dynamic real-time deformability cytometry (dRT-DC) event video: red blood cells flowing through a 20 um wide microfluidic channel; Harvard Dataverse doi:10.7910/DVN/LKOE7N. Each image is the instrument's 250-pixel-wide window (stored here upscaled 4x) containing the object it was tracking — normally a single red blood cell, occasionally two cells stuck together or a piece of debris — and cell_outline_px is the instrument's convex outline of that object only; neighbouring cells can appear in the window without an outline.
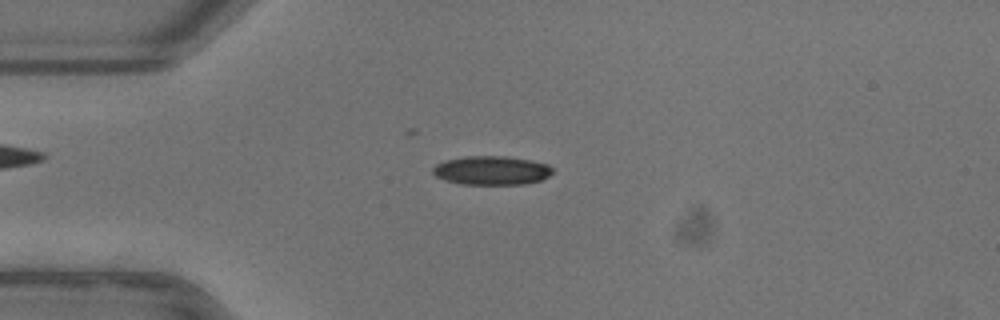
{"species": "common noctule bat (a hibernating species)", "species_latin": "Nyctalus noctula", "temperature_condition": "warm", "stored_images_in_passage": 52, "camera_frame_rate_fps": 3000, "um_per_image_px": 0.085, "animal": {"sex": "female"}, "frame": {"image": 1, "passage_image": 13, "time_ms": 4.0, "image_size_px": [1000, 320], "cell_outline_px": [[552, 172], [548, 176], [540, 180], [524, 184], [460, 184], [444, 180], [436, 176], [432, 172], [432, 168], [436, 164], [444, 160], [464, 156], [504, 156], [528, 160], [548, 164], [552, 168]], "centroid_in_image_um": [41.73, 14.48], "position_along_channel_um": 43.3, "area_um2": 20.11}}
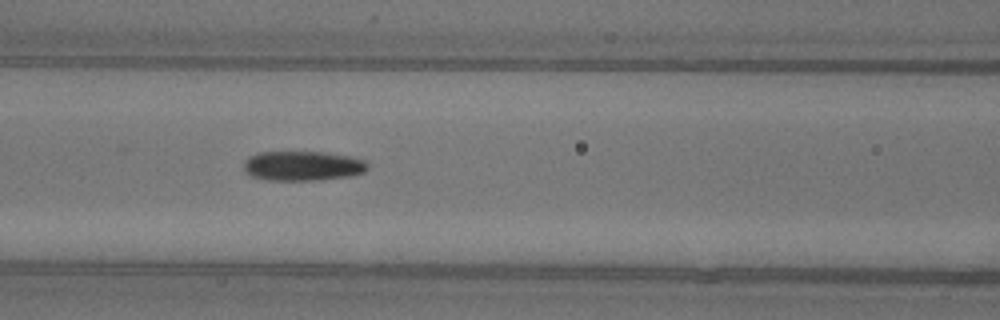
{"frame": {"image": 2, "passage_image": 22, "time_ms": 7.0, "image_size_px": [1000, 320], "cell_outline_px": [[368, 168], [364, 172], [352, 176], [320, 180], [268, 180], [252, 176], [244, 172], [244, 160], [248, 156], [256, 152], [324, 152], [352, 156], [368, 160]], "centroid_in_image_um": [25.75, 14.09], "position_along_channel_um": 140.8, "area_um2": 21.85}}
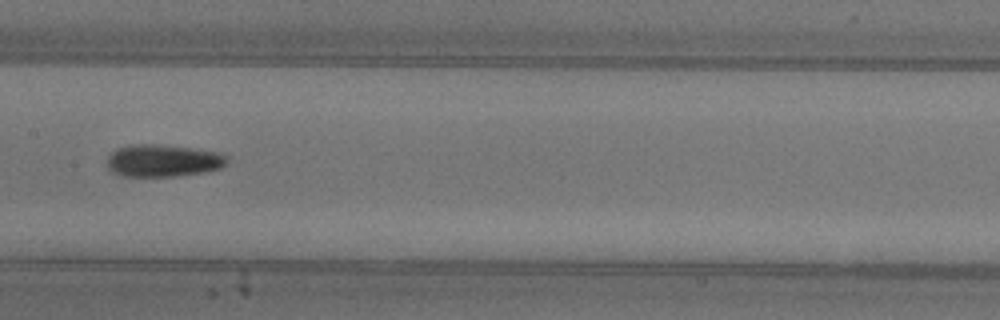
{"frame": {"image": 3, "passage_image": 26, "time_ms": 8.333, "image_size_px": [1000, 320], "cell_outline_px": [[228, 160], [220, 168], [204, 172], [176, 176], [124, 176], [112, 172], [108, 168], [108, 156], [116, 148], [132, 144], [156, 144], [192, 148], [220, 152], [228, 156]], "centroid_in_image_um": [13.86, 13.64], "position_along_channel_um": 193.5, "area_um2": 22.6}, "authors_computed_cell_mechanics": {"area_um2": 20.519, "velocity_mm_per_s": 3.9539, "shape_relaxation_time_tau1_ms": null, "shape_relaxation_time_tau2_ms": 9.386, "deformation_change_tau1": null, "deformation_change_tau2": 0.1589}}